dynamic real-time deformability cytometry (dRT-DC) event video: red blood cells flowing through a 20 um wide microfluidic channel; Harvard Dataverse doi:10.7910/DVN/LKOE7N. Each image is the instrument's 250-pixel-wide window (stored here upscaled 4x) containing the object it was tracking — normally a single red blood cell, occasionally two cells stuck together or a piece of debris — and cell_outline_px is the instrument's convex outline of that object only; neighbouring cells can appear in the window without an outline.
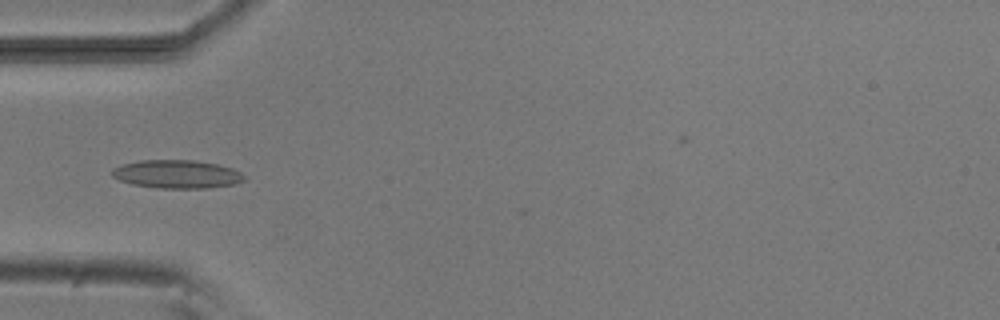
{"species": "common noctule bat (a hibernating species)", "species_latin": "Nyctalus noctula", "temperature_condition": "room temperature", "stored_images_in_passage": 7, "camera_frame_rate_fps": 3000, "um_per_image_px": 0.085, "animal": {"sex": "male", "body_mass_g": 20.5, "forearm_length_mm": 52.5}, "frame": {"image": 1, "passage_image": 3, "time_ms": 2.333, "image_size_px": [1000, 320], "cell_outline_px": [[244, 180], [236, 184], [208, 188], [156, 188], [132, 184], [120, 180], [112, 176], [112, 168], [124, 164], [140, 160], [196, 160], [216, 164], [232, 168], [240, 172], [244, 176]], "centroid_in_image_um": [15.04, 14.8], "position_along_channel_um": 70.0, "area_um2": 21.79}}
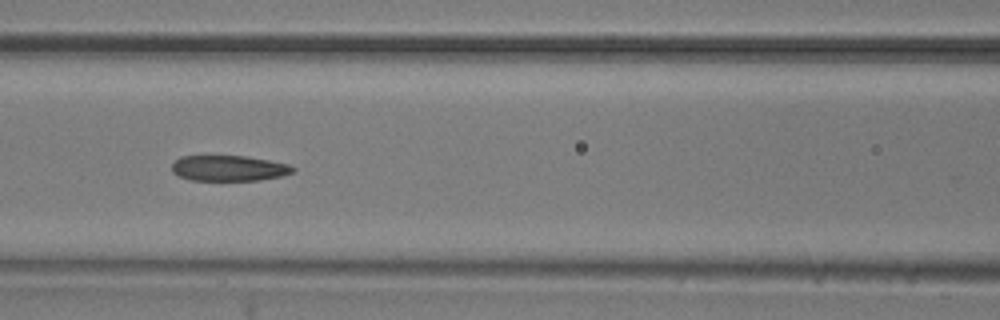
{"frame": {"image": 2, "passage_image": 5, "time_ms": 4.333, "image_size_px": [1000, 320], "cell_outline_px": [[296, 168], [292, 172], [284, 176], [260, 180], [188, 180], [176, 176], [172, 172], [172, 164], [180, 156], [244, 156], [268, 160], [288, 164]], "centroid_in_image_um": [19.43, 14.31], "position_along_channel_um": 147.2, "area_um2": 18.15}}
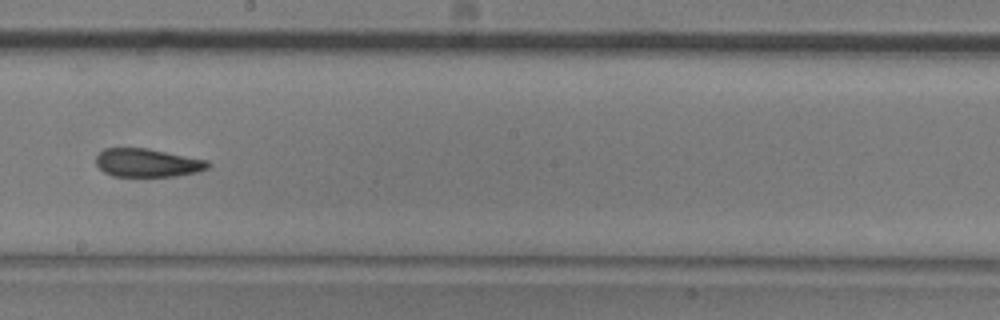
{"frame": {"image": 3, "passage_image": 7, "time_ms": 6.667, "image_size_px": [1000, 320], "cell_outline_px": [[212, 164], [208, 168], [196, 172], [176, 176], [112, 176], [104, 172], [96, 164], [96, 156], [104, 148], [148, 148], [208, 160]], "centroid_in_image_um": [12.54, 13.83], "position_along_channel_um": 235.7, "area_um2": 18.55}}